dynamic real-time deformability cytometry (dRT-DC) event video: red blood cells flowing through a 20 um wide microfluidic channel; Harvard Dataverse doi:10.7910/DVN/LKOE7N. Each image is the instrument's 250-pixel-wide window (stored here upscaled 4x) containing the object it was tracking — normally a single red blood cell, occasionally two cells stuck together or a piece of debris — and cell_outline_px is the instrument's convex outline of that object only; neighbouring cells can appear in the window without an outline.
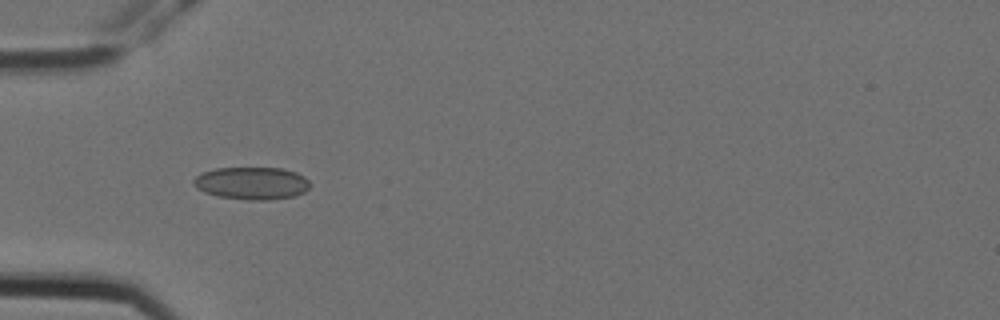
{"species": "Egyptian fruit bat (a non-hibernating species)", "species_latin": "Rousettus aegyptiacus", "temperature_condition": "cold", "stored_images_in_passage": 5, "camera_frame_rate_fps": 3000, "um_per_image_px": 0.085, "animal": {"sex": "female"}, "frame": {"image": 1, "passage_image": 4, "time_ms": 1.0, "image_size_px": [1000, 320], "cell_outline_px": [[312, 184], [304, 192], [292, 196], [264, 200], [248, 200], [220, 196], [204, 192], [196, 188], [192, 184], [192, 180], [196, 176], [204, 172], [216, 168], [284, 168], [296, 172], [304, 176]], "centroid_in_image_um": [21.4, 15.56], "position_along_channel_um": 63.6, "area_um2": 22.02}}
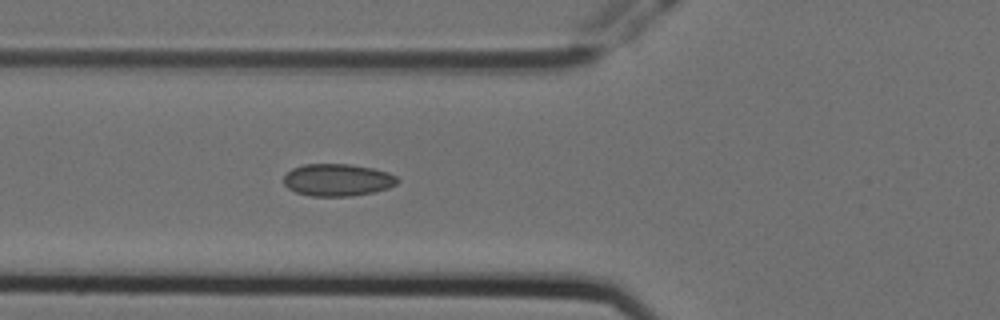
{"frame": {"image": 2, "passage_image": 5, "time_ms": 1.333, "image_size_px": [1000, 320], "cell_outline_px": [[400, 180], [396, 184], [388, 188], [372, 192], [352, 196], [312, 196], [296, 192], [288, 188], [284, 184], [284, 176], [292, 168], [304, 164], [348, 164], [372, 168], [388, 172], [396, 176]], "centroid_in_image_um": [28.69, 15.29], "position_along_channel_um": 97.1, "area_um2": 21.33}}